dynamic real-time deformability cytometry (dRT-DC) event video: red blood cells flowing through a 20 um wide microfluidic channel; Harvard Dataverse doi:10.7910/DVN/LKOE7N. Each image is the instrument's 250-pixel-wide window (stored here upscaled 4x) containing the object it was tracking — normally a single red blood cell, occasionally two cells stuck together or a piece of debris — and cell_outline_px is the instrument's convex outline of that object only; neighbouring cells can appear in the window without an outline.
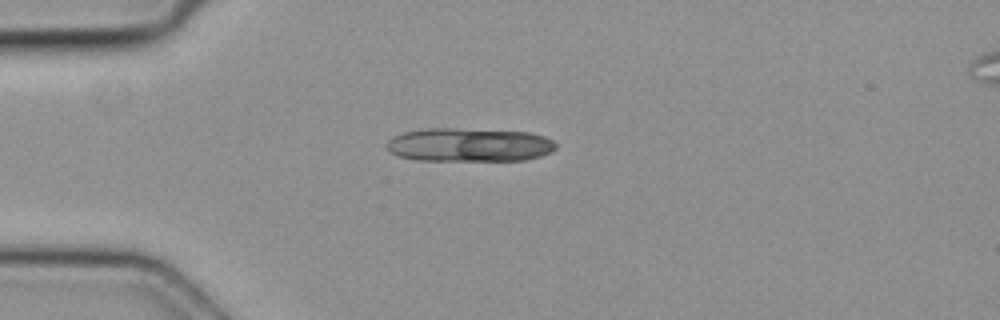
{"species": "common noctule bat (a hibernating species)", "species_latin": "Nyctalus noctula", "temperature_condition": "cold", "stored_images_in_passage": 3, "segment_of_instrument_passage": [1, 2], "camera_frame_rate_fps": 3000, "um_per_image_px": 0.085, "animal": {"sex": "female", "body_mass_g": 19.3, "forearm_length_mm": 54.1}, "frame": {"image": 1, "passage_image": 1, "time_ms": 0.0, "image_size_px": [1000, 320], "cell_outline_px": [[556, 148], [552, 152], [540, 156], [524, 160], [416, 160], [400, 156], [392, 152], [388, 148], [388, 140], [392, 136], [404, 132], [428, 128], [452, 128], [528, 132], [544, 136], [552, 140], [556, 144]], "centroid_in_image_um": [39.9, 12.31], "position_along_channel_um": 45.1, "area_um2": 33.0}}